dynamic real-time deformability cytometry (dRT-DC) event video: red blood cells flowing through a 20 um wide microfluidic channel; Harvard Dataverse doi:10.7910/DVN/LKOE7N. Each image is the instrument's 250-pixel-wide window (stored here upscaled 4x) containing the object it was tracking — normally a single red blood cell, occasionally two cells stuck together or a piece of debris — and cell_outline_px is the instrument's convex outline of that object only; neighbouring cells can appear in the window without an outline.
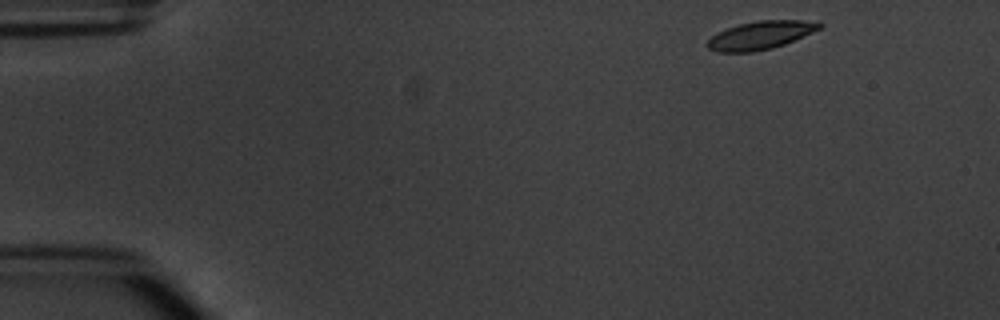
{"species": "common noctule bat (a hibernating species)", "species_latin": "Nyctalus noctula", "temperature_condition": "warm", "stored_images_in_passage": 5, "camera_frame_rate_fps": 3000, "um_per_image_px": 0.085, "animal": {"sex": "male", "body_mass_g": 20.1, "forearm_length_mm": 53.5}, "frame": {"image": 1, "passage_image": 1, "time_ms": 0.0, "image_size_px": [1000, 320], "cell_outline_px": [[824, 24], [820, 28], [812, 32], [784, 44], [772, 48], [752, 52], [716, 52], [708, 48], [704, 44], [712, 36], [728, 28], [740, 24], [756, 20], [804, 20]], "centroid_in_image_um": [64.61, 3.0], "position_along_channel_um": 20.4, "area_um2": 18.21}}
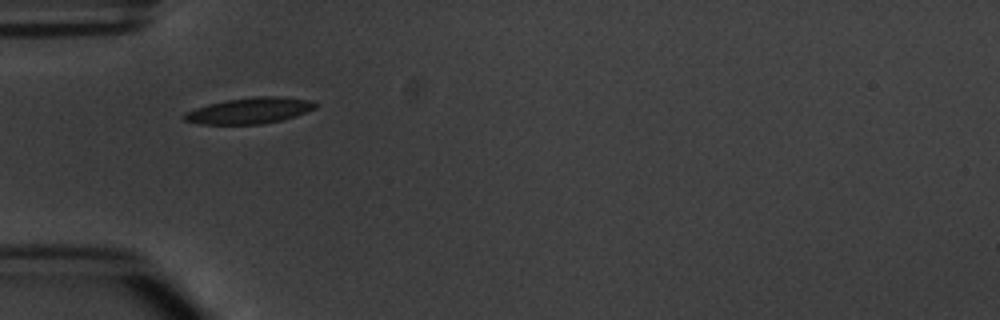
{"frame": {"image": 2, "passage_image": 4, "time_ms": 3.667, "image_size_px": [1000, 320], "cell_outline_px": [[316, 108], [296, 116], [280, 120], [260, 124], [200, 124], [184, 120], [184, 112], [208, 104], [224, 100], [256, 96], [284, 96], [308, 100], [316, 104]], "centroid_in_image_um": [21.2, 9.39], "position_along_channel_um": 63.8, "area_um2": 19.83}}